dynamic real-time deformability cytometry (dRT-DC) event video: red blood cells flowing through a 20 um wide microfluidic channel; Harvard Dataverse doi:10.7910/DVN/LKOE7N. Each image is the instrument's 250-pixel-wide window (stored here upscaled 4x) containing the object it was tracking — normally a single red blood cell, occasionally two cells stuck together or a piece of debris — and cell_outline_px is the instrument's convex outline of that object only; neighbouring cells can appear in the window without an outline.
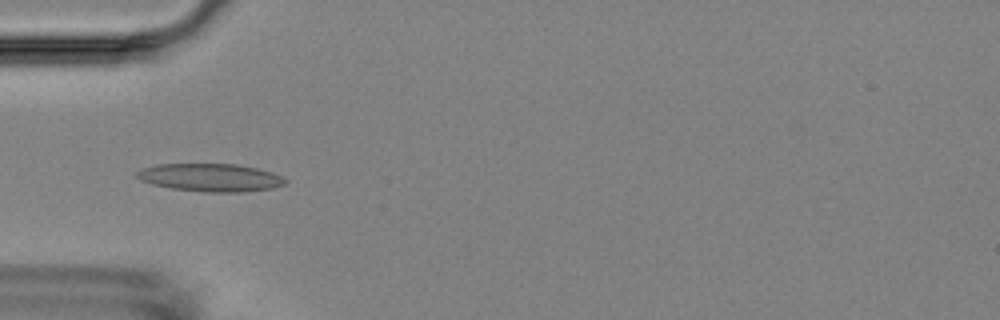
{"species": "Egyptian fruit bat (a non-hibernating species)", "species_latin": "Rousettus aegyptiacus", "temperature_condition": "room temperature", "stored_images_in_passage": 7, "camera_frame_rate_fps": 3000, "um_per_image_px": 0.085, "animal": {"sex": "female"}, "frame": {"image": 1, "passage_image": 6, "time_ms": 5.667, "image_size_px": [1000, 320], "cell_outline_px": [[288, 180], [284, 184], [272, 188], [244, 192], [204, 192], [172, 188], [152, 184], [140, 180], [136, 176], [136, 172], [140, 168], [156, 164], [236, 164], [256, 168], [272, 172], [284, 176]], "centroid_in_image_um": [17.89, 15.09], "position_along_channel_um": 67.1, "area_um2": 24.28}}